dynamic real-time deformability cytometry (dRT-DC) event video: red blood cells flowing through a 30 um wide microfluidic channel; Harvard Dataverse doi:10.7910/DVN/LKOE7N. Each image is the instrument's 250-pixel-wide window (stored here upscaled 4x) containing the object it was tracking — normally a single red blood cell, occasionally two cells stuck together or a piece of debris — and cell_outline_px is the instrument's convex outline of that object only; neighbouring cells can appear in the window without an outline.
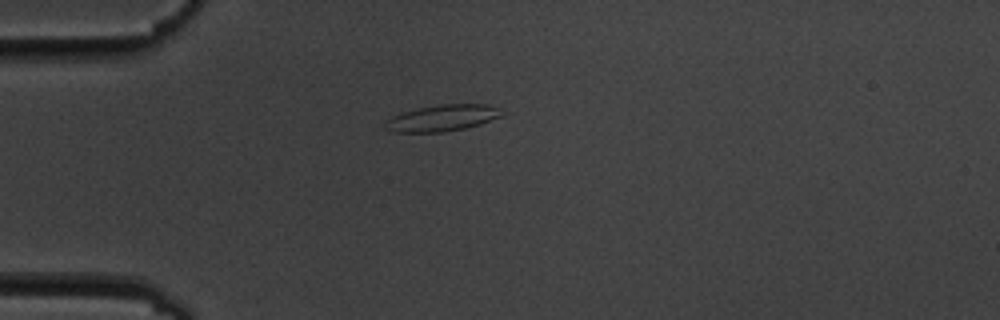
{"species": "common noctule bat (a hibernating species)", "species_latin": "Nyctalus noctula", "temperature_condition": "cold", "stored_images_in_passage": 1, "camera_frame_rate_fps": 3000, "um_per_image_px": 0.085, "animal": {"sex": "male", "body_mass_g": 19.5, "forearm_length_mm": 54.6}, "frame": {"image": 1, "passage_image": 1, "time_ms": 0.0, "image_size_px": [1000, 320], "cell_outline_px": [[504, 112], [500, 116], [480, 124], [464, 128], [444, 132], [392, 132], [384, 128], [384, 124], [392, 116], [404, 112], [420, 108], [440, 104], [488, 104]], "centroid_in_image_um": [37.58, 10.03], "position_along_channel_um": 47.4, "area_um2": 17.69}}